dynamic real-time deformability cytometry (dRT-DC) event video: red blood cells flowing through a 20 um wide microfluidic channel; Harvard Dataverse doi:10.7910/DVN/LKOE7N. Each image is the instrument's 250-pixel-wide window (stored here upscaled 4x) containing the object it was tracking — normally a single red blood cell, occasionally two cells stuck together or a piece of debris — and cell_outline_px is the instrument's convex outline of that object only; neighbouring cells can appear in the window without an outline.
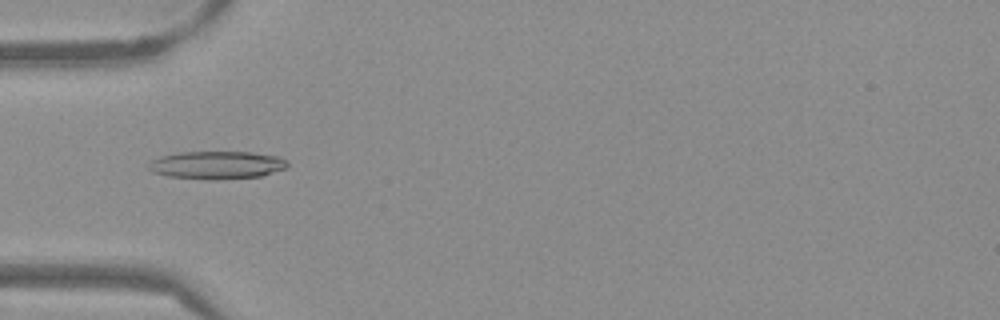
{"species": "Egyptian fruit bat (a non-hibernating species)", "species_latin": "Rousettus aegyptiacus", "temperature_condition": "warm", "stored_images_in_passage": 53, "camera_frame_rate_fps": 3000, "um_per_image_px": 0.085, "frame": {"image": 1, "passage_image": 17, "time_ms": 5.333, "image_size_px": [1000, 320], "cell_outline_px": [[288, 164], [284, 168], [260, 176], [212, 180], [208, 180], [168, 176], [152, 172], [148, 168], [148, 164], [152, 160], [160, 156], [180, 152], [252, 152], [280, 156], [288, 160]], "centroid_in_image_um": [18.42, 14.02], "position_along_channel_um": 66.6, "area_um2": 22.6}}
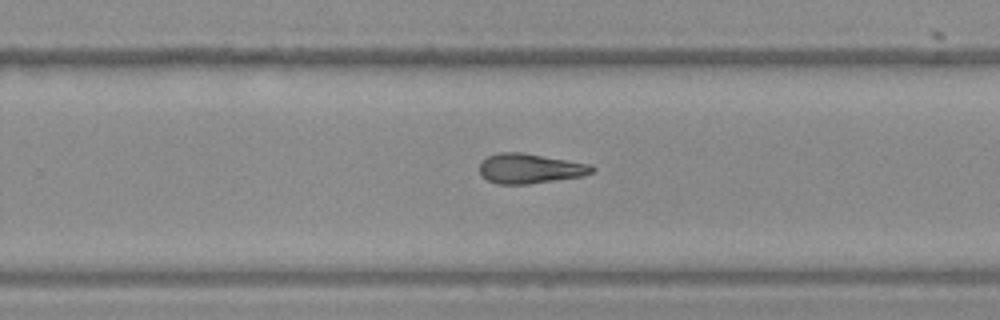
{"frame": {"image": 2, "passage_image": 34, "time_ms": 11.0, "image_size_px": [1000, 320], "cell_outline_px": [[596, 168], [592, 172], [584, 176], [528, 184], [496, 184], [480, 176], [480, 160], [488, 156], [500, 152], [520, 152], [592, 164]], "centroid_in_image_um": [45.04, 14.32], "position_along_channel_um": 284.8, "area_um2": 19.71}}
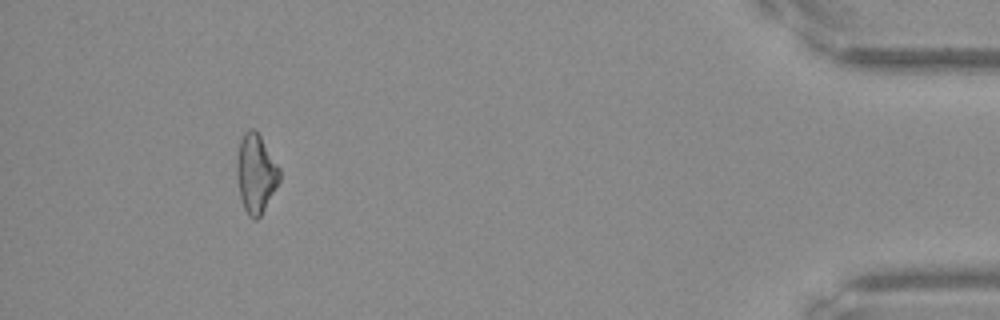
{"frame": {"image": 3, "passage_image": 49, "time_ms": 16.0, "image_size_px": [1000, 320], "cell_outline_px": [[280, 180], [276, 188], [260, 216], [256, 220], [252, 220], [248, 216], [244, 208], [240, 196], [236, 176], [236, 160], [240, 140], [244, 132], [248, 128], [252, 128], [260, 136], [280, 168]], "centroid_in_image_um": [21.73, 14.75], "position_along_channel_um": 413.5, "area_um2": 19.65}, "authors_computed_cell_mechanics": {"area_um2": 20.2878, "velocity_mm_per_s": 3.8432, "shape_relaxation_time_tau1_ms": 10.9449, "shape_relaxation_time_tau2_ms": 3.9161, "deformation_change_tau1": 0.1946, "deformation_change_tau2": 0.1414}}